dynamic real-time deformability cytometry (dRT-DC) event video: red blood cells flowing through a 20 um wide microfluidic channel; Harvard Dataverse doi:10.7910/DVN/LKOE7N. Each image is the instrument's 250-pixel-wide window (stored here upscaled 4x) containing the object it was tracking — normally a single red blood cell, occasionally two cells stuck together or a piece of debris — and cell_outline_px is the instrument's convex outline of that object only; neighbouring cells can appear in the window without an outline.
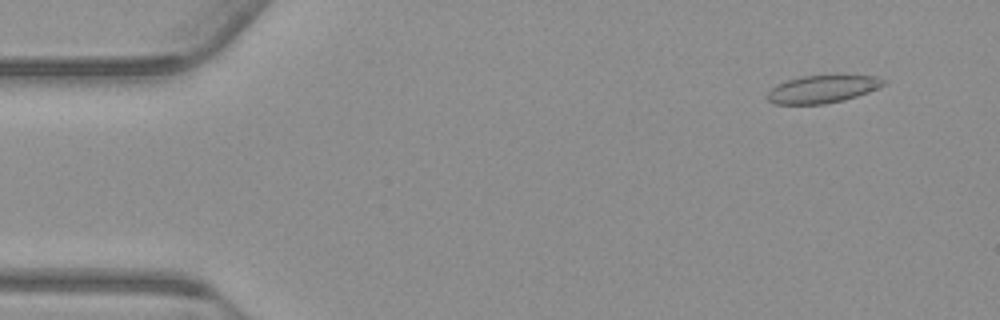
{"species": "common noctule bat (a hibernating species)", "species_latin": "Nyctalus noctula", "temperature_condition": "warm", "stored_images_in_passage": 55, "camera_frame_rate_fps": 3000, "um_per_image_px": 0.085, "animal": {"sex": "male", "body_mass_g": 23.1, "forearm_length_mm": 52.7}, "frame": {"image": 1, "passage_image": 5, "time_ms": 1.333, "image_size_px": [1000, 320], "cell_outline_px": [[888, 84], [868, 92], [844, 100], [824, 104], [776, 104], [768, 100], [764, 96], [776, 84], [800, 76], [876, 76], [888, 80]], "centroid_in_image_um": [69.92, 7.58], "position_along_channel_um": 15.1, "area_um2": 18.73}}
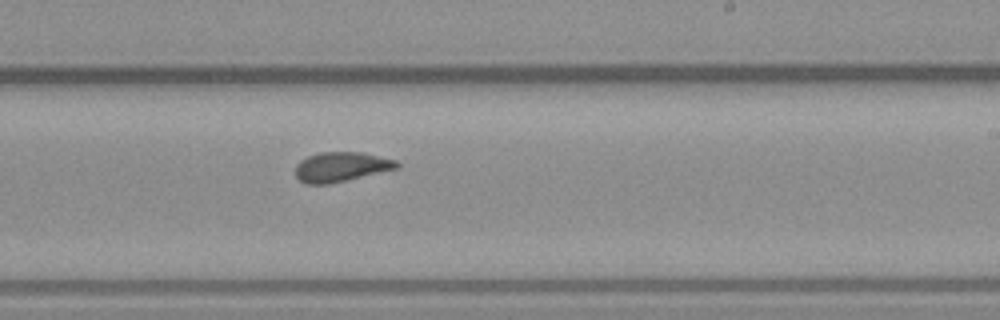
{"frame": {"image": 2, "passage_image": 33, "time_ms": 10.667, "image_size_px": [1000, 320], "cell_outline_px": [[400, 168], [328, 184], [304, 184], [296, 176], [296, 164], [300, 160], [308, 156], [320, 152], [360, 152], [396, 160], [400, 164]], "centroid_in_image_um": [28.99, 14.18], "position_along_channel_um": 260.0, "area_um2": 17.51}}
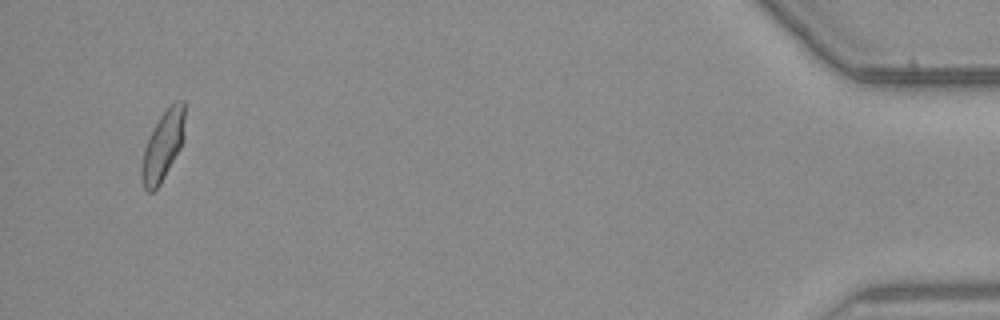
{"frame": {"image": 3, "passage_image": 53, "time_ms": 17.333, "image_size_px": [1000, 320], "cell_outline_px": [[184, 136], [180, 148], [160, 184], [152, 192], [148, 192], [144, 188], [140, 176], [140, 168], [144, 148], [160, 116], [176, 100], [184, 100]], "centroid_in_image_um": [13.83, 12.42], "position_along_channel_um": 421.4, "area_um2": 17.17}, "authors_computed_cell_mechanics": {"area_um2": 17.918, "velocity_mm_per_s": 3.7489, "shape_relaxation_time_tau1_ms": null, "shape_relaxation_time_tau2_ms": 1.3207, "deformation_change_tau1": null, "deformation_change_tau2": 0.0865}}